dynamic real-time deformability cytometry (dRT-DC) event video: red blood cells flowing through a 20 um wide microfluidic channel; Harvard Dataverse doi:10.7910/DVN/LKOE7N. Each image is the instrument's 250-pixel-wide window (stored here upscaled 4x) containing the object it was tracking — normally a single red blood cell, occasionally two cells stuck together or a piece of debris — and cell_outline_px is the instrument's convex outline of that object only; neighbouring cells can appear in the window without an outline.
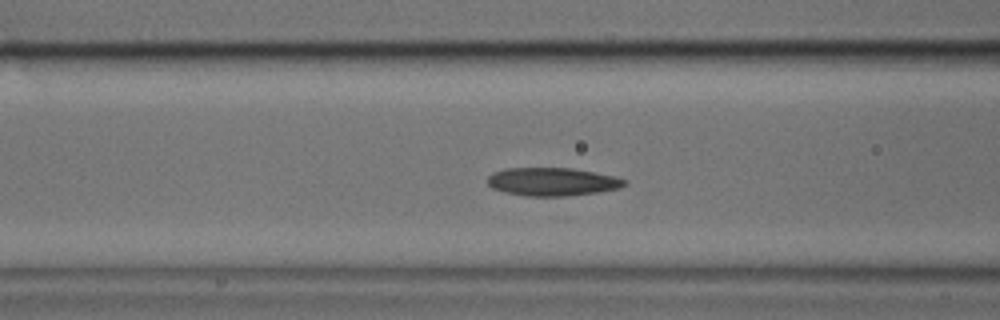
{"species": "common noctule bat (a hibernating species)", "species_latin": "Nyctalus noctula", "temperature_condition": "cold", "stored_images_in_passage": 36, "camera_frame_rate_fps": 3000, "um_per_image_px": 0.085, "animal": {"sex": "male", "body_mass_g": 17.9, "forearm_length_mm": 54.2}, "frame": {"image": 1, "passage_image": 6, "time_ms": 1.667, "image_size_px": [1000, 320], "cell_outline_px": [[628, 184], [620, 188], [596, 192], [568, 196], [524, 196], [504, 192], [492, 188], [488, 184], [488, 176], [492, 172], [504, 168], [572, 168], [616, 176], [628, 180]], "centroid_in_image_um": [46.96, 15.44], "position_along_channel_um": 119.6, "area_um2": 22.72}}
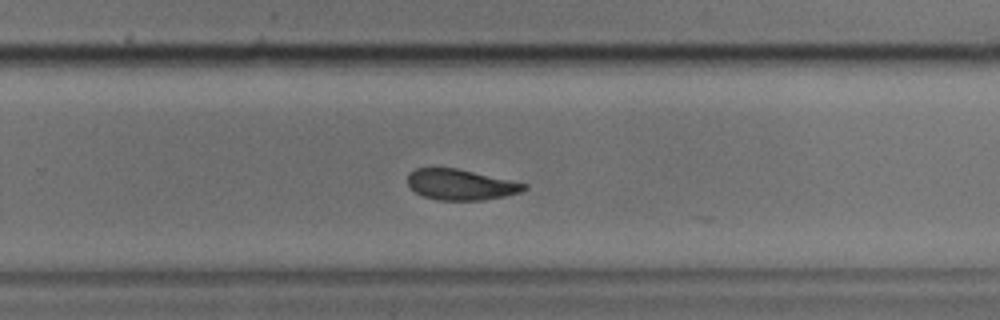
{"frame": {"image": 2, "passage_image": 19, "time_ms": 6.0, "image_size_px": [1000, 320], "cell_outline_px": [[528, 188], [520, 192], [504, 196], [484, 200], [436, 200], [424, 196], [416, 192], [408, 184], [408, 172], [416, 168], [456, 168], [528, 184]], "centroid_in_image_um": [39.15, 15.69], "position_along_channel_um": 290.6, "area_um2": 20.69}}
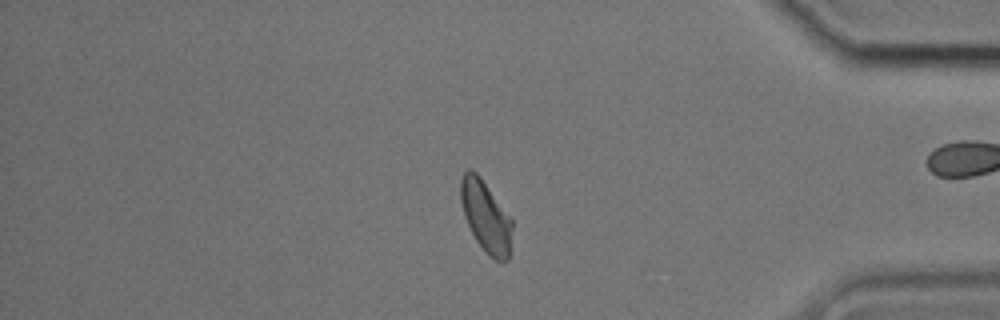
{"frame": {"image": 3, "passage_image": 29, "time_ms": 9.333, "image_size_px": [1000, 320], "cell_outline_px": [[512, 252], [508, 260], [500, 264], [476, 240], [464, 216], [460, 200], [460, 180], [464, 172], [468, 168], [472, 168], [480, 176], [512, 220]], "centroid_in_image_um": [41.31, 18.4], "position_along_channel_um": 393.9, "area_um2": 21.44}}